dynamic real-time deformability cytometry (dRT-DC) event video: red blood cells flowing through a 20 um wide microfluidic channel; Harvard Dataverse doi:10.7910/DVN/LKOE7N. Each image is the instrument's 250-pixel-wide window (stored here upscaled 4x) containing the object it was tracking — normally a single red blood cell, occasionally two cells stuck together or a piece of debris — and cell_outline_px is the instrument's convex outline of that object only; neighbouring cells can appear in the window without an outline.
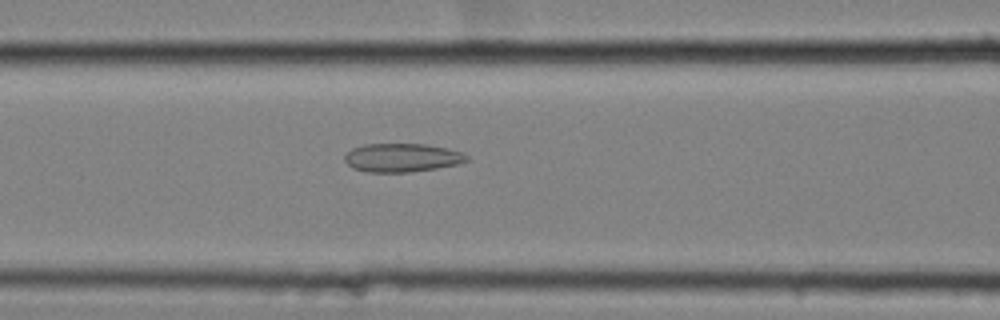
{"species": "common noctule bat (a hibernating species)", "species_latin": "Nyctalus noctula", "temperature_condition": "cold", "stored_images_in_passage": 51, "camera_frame_rate_fps": 3000, "um_per_image_px": 0.085, "animal": {"sex": "female", "body_mass_g": 25.1}, "frame": {"image": 1, "passage_image": 18, "time_ms": 5.667, "image_size_px": [1000, 320], "cell_outline_px": [[468, 160], [456, 164], [436, 168], [408, 172], [368, 172], [352, 168], [344, 160], [344, 156], [352, 148], [364, 144], [424, 144], [448, 148], [464, 152], [468, 156]], "centroid_in_image_um": [34.16, 13.39], "position_along_channel_um": 132.4, "area_um2": 20.29}}
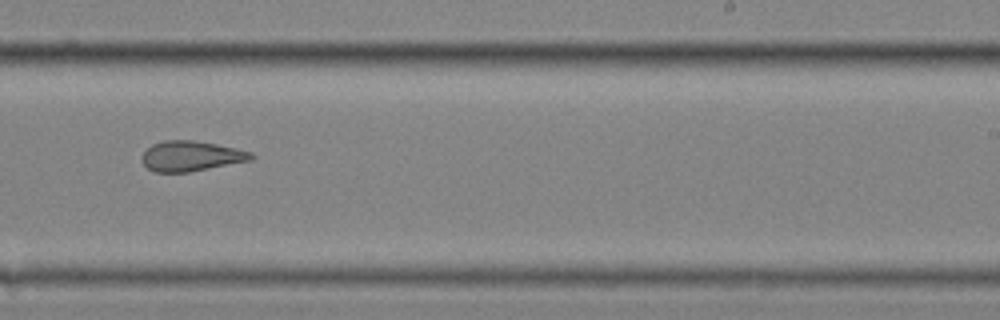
{"frame": {"image": 2, "passage_image": 30, "time_ms": 9.667, "image_size_px": [1000, 320], "cell_outline_px": [[256, 156], [252, 160], [188, 172], [156, 172], [148, 168], [144, 164], [144, 152], [152, 144], [164, 140], [192, 140], [216, 144], [236, 148], [252, 152]], "centroid_in_image_um": [16.29, 13.26], "position_along_channel_um": 272.7, "area_um2": 19.02}}
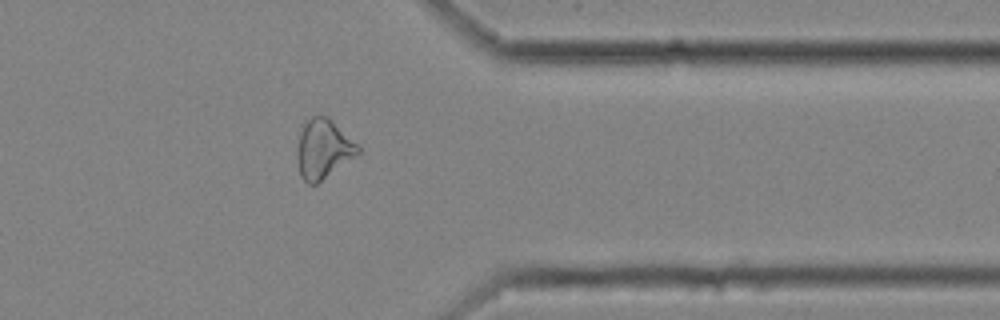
{"frame": {"image": 3, "passage_image": 40, "time_ms": 13.0, "image_size_px": [1000, 320], "cell_outline_px": [[360, 152], [316, 184], [308, 184], [300, 176], [296, 156], [296, 152], [300, 132], [304, 124], [312, 116], [324, 116], [332, 120], [360, 148]], "centroid_in_image_um": [27.43, 12.68], "position_along_channel_um": 384.0, "area_um2": 20.52}, "authors_computed_cell_mechanics": {"area_um2": 21.097, "velocity_mm_per_s": 3.5154, "shape_relaxation_time_tau1_ms": null, "shape_relaxation_time_tau2_ms": 3.2585, "deformation_change_tau1": null, "deformation_change_tau2": 0.1218}}